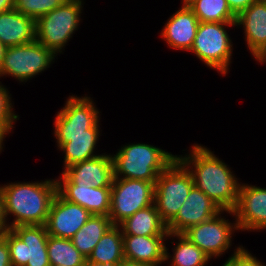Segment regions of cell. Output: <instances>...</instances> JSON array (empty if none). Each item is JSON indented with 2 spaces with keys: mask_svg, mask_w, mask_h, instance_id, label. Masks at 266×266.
<instances>
[{
  "mask_svg": "<svg viewBox=\"0 0 266 266\" xmlns=\"http://www.w3.org/2000/svg\"><path fill=\"white\" fill-rule=\"evenodd\" d=\"M6 221L11 215L15 218L7 222L8 228L19 225H45L49 209L57 193L56 179L37 182H11L0 185Z\"/></svg>",
  "mask_w": 266,
  "mask_h": 266,
  "instance_id": "obj_2",
  "label": "cell"
},
{
  "mask_svg": "<svg viewBox=\"0 0 266 266\" xmlns=\"http://www.w3.org/2000/svg\"><path fill=\"white\" fill-rule=\"evenodd\" d=\"M221 211L215 202L194 185L177 216L167 225V231L182 234L189 227L207 221Z\"/></svg>",
  "mask_w": 266,
  "mask_h": 266,
  "instance_id": "obj_15",
  "label": "cell"
},
{
  "mask_svg": "<svg viewBox=\"0 0 266 266\" xmlns=\"http://www.w3.org/2000/svg\"><path fill=\"white\" fill-rule=\"evenodd\" d=\"M0 82V124L10 133L13 130L14 122L19 119L13 110L12 97L8 89Z\"/></svg>",
  "mask_w": 266,
  "mask_h": 266,
  "instance_id": "obj_29",
  "label": "cell"
},
{
  "mask_svg": "<svg viewBox=\"0 0 266 266\" xmlns=\"http://www.w3.org/2000/svg\"><path fill=\"white\" fill-rule=\"evenodd\" d=\"M57 178V192L67 201L78 204L92 215L108 216L111 187L74 184L63 172Z\"/></svg>",
  "mask_w": 266,
  "mask_h": 266,
  "instance_id": "obj_14",
  "label": "cell"
},
{
  "mask_svg": "<svg viewBox=\"0 0 266 266\" xmlns=\"http://www.w3.org/2000/svg\"><path fill=\"white\" fill-rule=\"evenodd\" d=\"M0 266H12L7 240L0 236Z\"/></svg>",
  "mask_w": 266,
  "mask_h": 266,
  "instance_id": "obj_32",
  "label": "cell"
},
{
  "mask_svg": "<svg viewBox=\"0 0 266 266\" xmlns=\"http://www.w3.org/2000/svg\"><path fill=\"white\" fill-rule=\"evenodd\" d=\"M177 158L191 172L194 185L221 210L235 209L241 182L214 152L206 146L195 144L189 154L179 155Z\"/></svg>",
  "mask_w": 266,
  "mask_h": 266,
  "instance_id": "obj_1",
  "label": "cell"
},
{
  "mask_svg": "<svg viewBox=\"0 0 266 266\" xmlns=\"http://www.w3.org/2000/svg\"><path fill=\"white\" fill-rule=\"evenodd\" d=\"M224 212L227 210H222L211 219L191 226L182 233L210 259L223 255L232 246V234L239 230L236 221L231 223L221 216Z\"/></svg>",
  "mask_w": 266,
  "mask_h": 266,
  "instance_id": "obj_11",
  "label": "cell"
},
{
  "mask_svg": "<svg viewBox=\"0 0 266 266\" xmlns=\"http://www.w3.org/2000/svg\"><path fill=\"white\" fill-rule=\"evenodd\" d=\"M35 33L33 18L15 9L0 13V41L6 47L33 42Z\"/></svg>",
  "mask_w": 266,
  "mask_h": 266,
  "instance_id": "obj_19",
  "label": "cell"
},
{
  "mask_svg": "<svg viewBox=\"0 0 266 266\" xmlns=\"http://www.w3.org/2000/svg\"><path fill=\"white\" fill-rule=\"evenodd\" d=\"M57 55L39 43L33 42L6 48L0 78L12 76L19 82H27L50 67Z\"/></svg>",
  "mask_w": 266,
  "mask_h": 266,
  "instance_id": "obj_8",
  "label": "cell"
},
{
  "mask_svg": "<svg viewBox=\"0 0 266 266\" xmlns=\"http://www.w3.org/2000/svg\"><path fill=\"white\" fill-rule=\"evenodd\" d=\"M63 173L74 184L111 187L114 178L112 155L104 153L95 158L78 162L67 167Z\"/></svg>",
  "mask_w": 266,
  "mask_h": 266,
  "instance_id": "obj_17",
  "label": "cell"
},
{
  "mask_svg": "<svg viewBox=\"0 0 266 266\" xmlns=\"http://www.w3.org/2000/svg\"><path fill=\"white\" fill-rule=\"evenodd\" d=\"M14 9V0H0V13Z\"/></svg>",
  "mask_w": 266,
  "mask_h": 266,
  "instance_id": "obj_35",
  "label": "cell"
},
{
  "mask_svg": "<svg viewBox=\"0 0 266 266\" xmlns=\"http://www.w3.org/2000/svg\"><path fill=\"white\" fill-rule=\"evenodd\" d=\"M226 213L235 217L241 231L266 229V188L240 184L236 207Z\"/></svg>",
  "mask_w": 266,
  "mask_h": 266,
  "instance_id": "obj_12",
  "label": "cell"
},
{
  "mask_svg": "<svg viewBox=\"0 0 266 266\" xmlns=\"http://www.w3.org/2000/svg\"><path fill=\"white\" fill-rule=\"evenodd\" d=\"M7 134L9 135V132L0 124V152H2L4 148L3 141L5 137L7 136Z\"/></svg>",
  "mask_w": 266,
  "mask_h": 266,
  "instance_id": "obj_37",
  "label": "cell"
},
{
  "mask_svg": "<svg viewBox=\"0 0 266 266\" xmlns=\"http://www.w3.org/2000/svg\"><path fill=\"white\" fill-rule=\"evenodd\" d=\"M67 0H14V9L35 21L63 5Z\"/></svg>",
  "mask_w": 266,
  "mask_h": 266,
  "instance_id": "obj_28",
  "label": "cell"
},
{
  "mask_svg": "<svg viewBox=\"0 0 266 266\" xmlns=\"http://www.w3.org/2000/svg\"><path fill=\"white\" fill-rule=\"evenodd\" d=\"M113 226L109 216L92 215L71 238L75 248L87 259L102 236Z\"/></svg>",
  "mask_w": 266,
  "mask_h": 266,
  "instance_id": "obj_23",
  "label": "cell"
},
{
  "mask_svg": "<svg viewBox=\"0 0 266 266\" xmlns=\"http://www.w3.org/2000/svg\"><path fill=\"white\" fill-rule=\"evenodd\" d=\"M193 186L191 172L178 158L160 173L155 183L154 204L166 225L177 216Z\"/></svg>",
  "mask_w": 266,
  "mask_h": 266,
  "instance_id": "obj_5",
  "label": "cell"
},
{
  "mask_svg": "<svg viewBox=\"0 0 266 266\" xmlns=\"http://www.w3.org/2000/svg\"><path fill=\"white\" fill-rule=\"evenodd\" d=\"M236 27L235 22H200L190 52L207 67L225 76L231 63L233 43L226 27Z\"/></svg>",
  "mask_w": 266,
  "mask_h": 266,
  "instance_id": "obj_6",
  "label": "cell"
},
{
  "mask_svg": "<svg viewBox=\"0 0 266 266\" xmlns=\"http://www.w3.org/2000/svg\"><path fill=\"white\" fill-rule=\"evenodd\" d=\"M8 224L5 217V211H4V200H3V194L0 188V236L8 230Z\"/></svg>",
  "mask_w": 266,
  "mask_h": 266,
  "instance_id": "obj_33",
  "label": "cell"
},
{
  "mask_svg": "<svg viewBox=\"0 0 266 266\" xmlns=\"http://www.w3.org/2000/svg\"><path fill=\"white\" fill-rule=\"evenodd\" d=\"M222 266H229L226 262Z\"/></svg>",
  "mask_w": 266,
  "mask_h": 266,
  "instance_id": "obj_40",
  "label": "cell"
},
{
  "mask_svg": "<svg viewBox=\"0 0 266 266\" xmlns=\"http://www.w3.org/2000/svg\"><path fill=\"white\" fill-rule=\"evenodd\" d=\"M47 251L50 265L84 266L86 260L75 248L71 239L49 235Z\"/></svg>",
  "mask_w": 266,
  "mask_h": 266,
  "instance_id": "obj_26",
  "label": "cell"
},
{
  "mask_svg": "<svg viewBox=\"0 0 266 266\" xmlns=\"http://www.w3.org/2000/svg\"><path fill=\"white\" fill-rule=\"evenodd\" d=\"M83 0H67L35 21V39L52 50L62 53L80 25Z\"/></svg>",
  "mask_w": 266,
  "mask_h": 266,
  "instance_id": "obj_4",
  "label": "cell"
},
{
  "mask_svg": "<svg viewBox=\"0 0 266 266\" xmlns=\"http://www.w3.org/2000/svg\"><path fill=\"white\" fill-rule=\"evenodd\" d=\"M252 57H254V59L261 64L264 62L266 63V42Z\"/></svg>",
  "mask_w": 266,
  "mask_h": 266,
  "instance_id": "obj_34",
  "label": "cell"
},
{
  "mask_svg": "<svg viewBox=\"0 0 266 266\" xmlns=\"http://www.w3.org/2000/svg\"><path fill=\"white\" fill-rule=\"evenodd\" d=\"M91 216L85 208L67 201L57 192L45 224L47 233L54 237L71 239Z\"/></svg>",
  "mask_w": 266,
  "mask_h": 266,
  "instance_id": "obj_13",
  "label": "cell"
},
{
  "mask_svg": "<svg viewBox=\"0 0 266 266\" xmlns=\"http://www.w3.org/2000/svg\"><path fill=\"white\" fill-rule=\"evenodd\" d=\"M200 22H236L227 0H186Z\"/></svg>",
  "mask_w": 266,
  "mask_h": 266,
  "instance_id": "obj_27",
  "label": "cell"
},
{
  "mask_svg": "<svg viewBox=\"0 0 266 266\" xmlns=\"http://www.w3.org/2000/svg\"><path fill=\"white\" fill-rule=\"evenodd\" d=\"M12 266H50L45 225H19L6 230Z\"/></svg>",
  "mask_w": 266,
  "mask_h": 266,
  "instance_id": "obj_7",
  "label": "cell"
},
{
  "mask_svg": "<svg viewBox=\"0 0 266 266\" xmlns=\"http://www.w3.org/2000/svg\"><path fill=\"white\" fill-rule=\"evenodd\" d=\"M255 1L257 0H227V4L232 13L237 17Z\"/></svg>",
  "mask_w": 266,
  "mask_h": 266,
  "instance_id": "obj_31",
  "label": "cell"
},
{
  "mask_svg": "<svg viewBox=\"0 0 266 266\" xmlns=\"http://www.w3.org/2000/svg\"><path fill=\"white\" fill-rule=\"evenodd\" d=\"M177 156L150 144L123 145L112 155L114 178L156 182Z\"/></svg>",
  "mask_w": 266,
  "mask_h": 266,
  "instance_id": "obj_3",
  "label": "cell"
},
{
  "mask_svg": "<svg viewBox=\"0 0 266 266\" xmlns=\"http://www.w3.org/2000/svg\"><path fill=\"white\" fill-rule=\"evenodd\" d=\"M88 259L113 266L124 259L123 234L118 225H113L102 236Z\"/></svg>",
  "mask_w": 266,
  "mask_h": 266,
  "instance_id": "obj_24",
  "label": "cell"
},
{
  "mask_svg": "<svg viewBox=\"0 0 266 266\" xmlns=\"http://www.w3.org/2000/svg\"><path fill=\"white\" fill-rule=\"evenodd\" d=\"M84 266H113V265L104 264V263H100V262H94V261H91L87 258L85 260Z\"/></svg>",
  "mask_w": 266,
  "mask_h": 266,
  "instance_id": "obj_38",
  "label": "cell"
},
{
  "mask_svg": "<svg viewBox=\"0 0 266 266\" xmlns=\"http://www.w3.org/2000/svg\"><path fill=\"white\" fill-rule=\"evenodd\" d=\"M89 96L72 95L54 120V136L101 135L99 110Z\"/></svg>",
  "mask_w": 266,
  "mask_h": 266,
  "instance_id": "obj_10",
  "label": "cell"
},
{
  "mask_svg": "<svg viewBox=\"0 0 266 266\" xmlns=\"http://www.w3.org/2000/svg\"><path fill=\"white\" fill-rule=\"evenodd\" d=\"M167 236L123 235L124 258L151 266L165 263Z\"/></svg>",
  "mask_w": 266,
  "mask_h": 266,
  "instance_id": "obj_18",
  "label": "cell"
},
{
  "mask_svg": "<svg viewBox=\"0 0 266 266\" xmlns=\"http://www.w3.org/2000/svg\"><path fill=\"white\" fill-rule=\"evenodd\" d=\"M156 182L138 179L113 178L109 217L119 225L138 210L154 204Z\"/></svg>",
  "mask_w": 266,
  "mask_h": 266,
  "instance_id": "obj_9",
  "label": "cell"
},
{
  "mask_svg": "<svg viewBox=\"0 0 266 266\" xmlns=\"http://www.w3.org/2000/svg\"><path fill=\"white\" fill-rule=\"evenodd\" d=\"M6 48L7 47L5 45H3L0 41V68L2 67V64H3L4 54H5Z\"/></svg>",
  "mask_w": 266,
  "mask_h": 266,
  "instance_id": "obj_39",
  "label": "cell"
},
{
  "mask_svg": "<svg viewBox=\"0 0 266 266\" xmlns=\"http://www.w3.org/2000/svg\"><path fill=\"white\" fill-rule=\"evenodd\" d=\"M181 4L164 25L160 36L170 48L190 52L200 21L185 2Z\"/></svg>",
  "mask_w": 266,
  "mask_h": 266,
  "instance_id": "obj_16",
  "label": "cell"
},
{
  "mask_svg": "<svg viewBox=\"0 0 266 266\" xmlns=\"http://www.w3.org/2000/svg\"><path fill=\"white\" fill-rule=\"evenodd\" d=\"M235 25L244 30L245 41L253 56L266 42V2L257 0L236 17Z\"/></svg>",
  "mask_w": 266,
  "mask_h": 266,
  "instance_id": "obj_20",
  "label": "cell"
},
{
  "mask_svg": "<svg viewBox=\"0 0 266 266\" xmlns=\"http://www.w3.org/2000/svg\"><path fill=\"white\" fill-rule=\"evenodd\" d=\"M233 253L225 261L229 266H266L243 246L237 247Z\"/></svg>",
  "mask_w": 266,
  "mask_h": 266,
  "instance_id": "obj_30",
  "label": "cell"
},
{
  "mask_svg": "<svg viewBox=\"0 0 266 266\" xmlns=\"http://www.w3.org/2000/svg\"><path fill=\"white\" fill-rule=\"evenodd\" d=\"M116 266H151L143 263H138L136 261H131L128 259L121 260Z\"/></svg>",
  "mask_w": 266,
  "mask_h": 266,
  "instance_id": "obj_36",
  "label": "cell"
},
{
  "mask_svg": "<svg viewBox=\"0 0 266 266\" xmlns=\"http://www.w3.org/2000/svg\"><path fill=\"white\" fill-rule=\"evenodd\" d=\"M167 237L178 240V243L175 242L176 247L172 248L173 257L168 253V248L165 247V261L170 260L171 264L169 266H205L210 261L208 255L190 242L184 235L168 233Z\"/></svg>",
  "mask_w": 266,
  "mask_h": 266,
  "instance_id": "obj_25",
  "label": "cell"
},
{
  "mask_svg": "<svg viewBox=\"0 0 266 266\" xmlns=\"http://www.w3.org/2000/svg\"><path fill=\"white\" fill-rule=\"evenodd\" d=\"M99 137V135L55 136L58 149L64 153L63 170L78 162L99 156L95 153Z\"/></svg>",
  "mask_w": 266,
  "mask_h": 266,
  "instance_id": "obj_22",
  "label": "cell"
},
{
  "mask_svg": "<svg viewBox=\"0 0 266 266\" xmlns=\"http://www.w3.org/2000/svg\"><path fill=\"white\" fill-rule=\"evenodd\" d=\"M123 235L168 236L167 225L162 221L155 204L138 210L118 225Z\"/></svg>",
  "mask_w": 266,
  "mask_h": 266,
  "instance_id": "obj_21",
  "label": "cell"
}]
</instances>
